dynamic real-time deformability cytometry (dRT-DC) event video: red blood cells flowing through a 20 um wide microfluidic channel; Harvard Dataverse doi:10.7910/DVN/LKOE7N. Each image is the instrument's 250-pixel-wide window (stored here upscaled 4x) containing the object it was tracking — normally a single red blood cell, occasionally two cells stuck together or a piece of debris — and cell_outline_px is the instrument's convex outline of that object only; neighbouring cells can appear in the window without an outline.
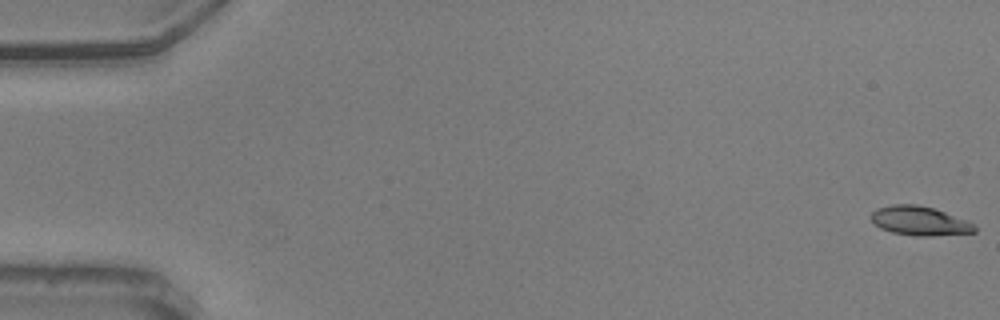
{"species": "common noctule bat (a hibernating species)", "species_latin": "Nyctalus noctula", "temperature_condition": "warm", "stored_images_in_passage": 57, "camera_frame_rate_fps": 3000, "um_per_image_px": 0.085, "animal": {"sex": "male", "body_mass_g": 20.5, "forearm_length_mm": 52.5}, "frame": {"image": 1, "passage_image": 1, "time_ms": 0.0, "image_size_px": [1000, 320], "cell_outline_px": [[976, 232], [932, 236], [912, 236], [892, 232], [880, 228], [872, 220], [872, 212], [876, 208], [892, 204], [916, 204], [932, 208], [968, 220], [976, 228]], "centroid_in_image_um": [78.16, 18.78], "position_along_channel_um": 6.8, "area_um2": 17.51}}
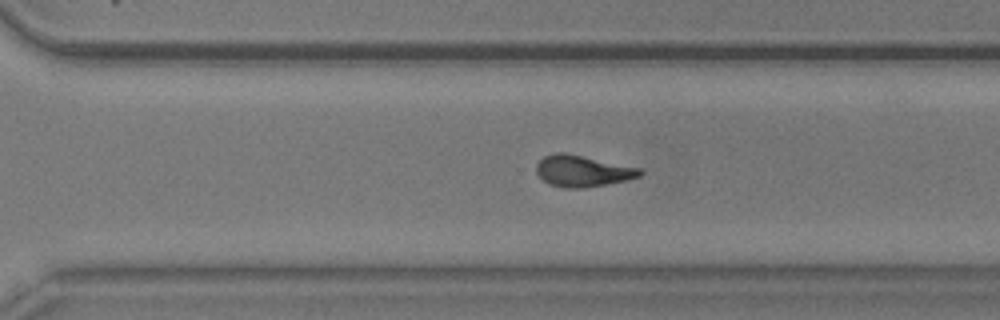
{"frame": {"image": 2, "passage_image": 40, "time_ms": 13.0, "image_size_px": [1000, 320], "cell_outline_px": [[644, 172], [640, 176], [624, 180], [604, 184], [580, 188], [568, 188], [548, 184], [536, 172], [536, 164], [544, 156], [556, 152], [564, 152], [640, 168]], "centroid_in_image_um": [49.48, 14.52], "position_along_channel_um": 321.1, "area_um2": 18.61}}
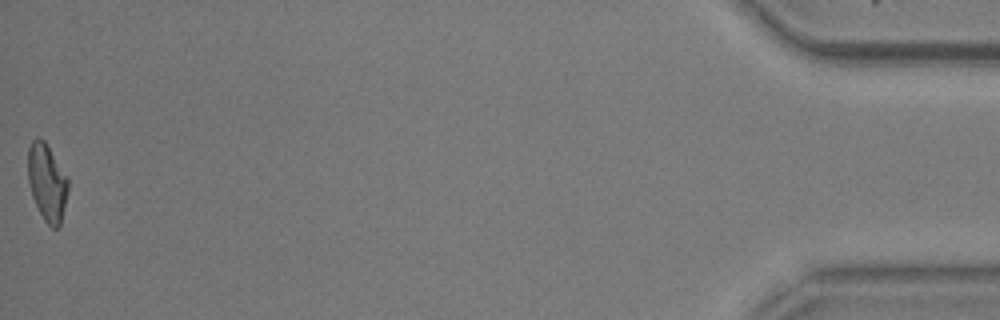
{"frame": {"image": 3, "passage_image": 57, "time_ms": 18.667, "image_size_px": [1000, 320], "cell_outline_px": [[68, 192], [60, 228], [52, 228], [44, 220], [32, 196], [28, 180], [28, 148], [32, 140], [36, 136], [40, 136], [44, 140], [68, 176]], "centroid_in_image_um": [4.01, 15.49], "position_along_channel_um": 431.2, "area_um2": 18.26}, "authors_computed_cell_mechanics": {"area_um2": 18.5538, "velocity_mm_per_s": 3.6167, "shape_relaxation_time_tau1_ms": 6.0366, "shape_relaxation_time_tau2_ms": 2.4145, "deformation_change_tau1": 0.2031, "deformation_change_tau2": 0.0986}}